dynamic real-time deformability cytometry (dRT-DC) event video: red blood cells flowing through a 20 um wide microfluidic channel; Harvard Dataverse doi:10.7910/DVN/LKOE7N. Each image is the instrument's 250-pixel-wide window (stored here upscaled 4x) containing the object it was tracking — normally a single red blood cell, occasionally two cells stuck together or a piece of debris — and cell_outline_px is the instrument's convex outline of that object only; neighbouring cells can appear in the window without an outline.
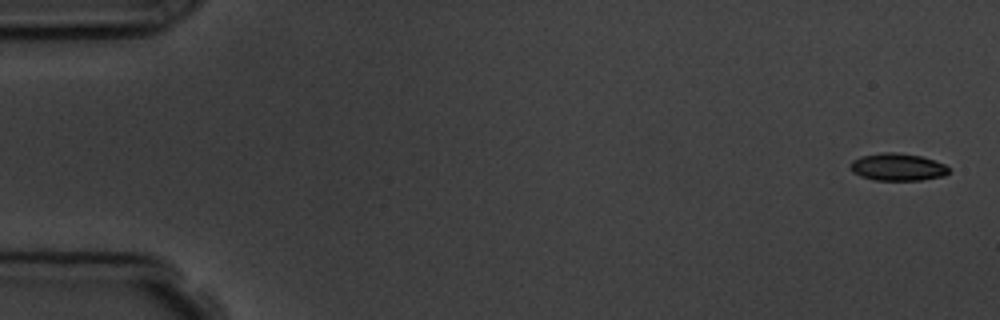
{"species": "common noctule bat (a hibernating species)", "species_latin": "Nyctalus noctula", "temperature_condition": "room temperature", "stored_images_in_passage": 5, "camera_frame_rate_fps": 3000, "um_per_image_px": 0.085, "animal": {"sex": "male", "body_mass_g": 19.5, "forearm_length_mm": 54.6}, "frame": {"image": 1, "passage_image": 1, "time_ms": 0.0, "image_size_px": [1000, 320], "cell_outline_px": [[948, 172], [944, 176], [920, 180], [872, 180], [860, 176], [852, 172], [848, 168], [848, 164], [852, 160], [860, 156], [880, 152], [896, 152], [920, 156], [944, 164], [948, 168]], "centroid_in_image_um": [76.2, 14.19], "position_along_channel_um": 8.8, "area_um2": 15.84}}
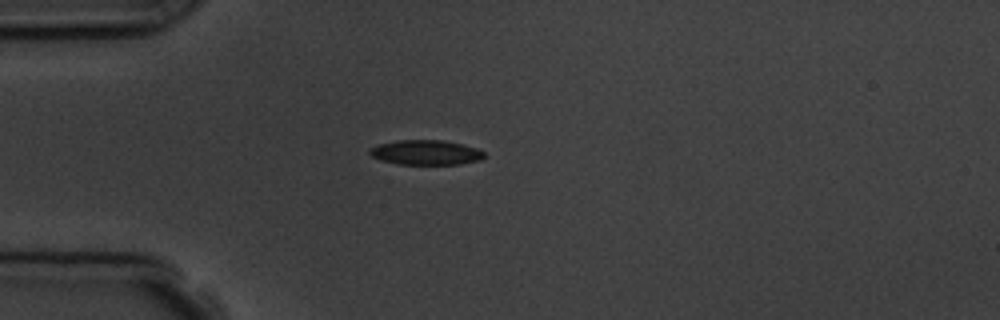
{"frame": {"image": 2, "passage_image": 4, "time_ms": 4.333, "image_size_px": [1000, 320], "cell_outline_px": [[484, 156], [480, 160], [460, 164], [396, 164], [380, 160], [372, 156], [368, 152], [372, 148], [380, 144], [396, 140], [440, 140], [464, 144], [476, 148], [484, 152]], "centroid_in_image_um": [36.2, 12.96], "position_along_channel_um": 48.8, "area_um2": 16.47}}